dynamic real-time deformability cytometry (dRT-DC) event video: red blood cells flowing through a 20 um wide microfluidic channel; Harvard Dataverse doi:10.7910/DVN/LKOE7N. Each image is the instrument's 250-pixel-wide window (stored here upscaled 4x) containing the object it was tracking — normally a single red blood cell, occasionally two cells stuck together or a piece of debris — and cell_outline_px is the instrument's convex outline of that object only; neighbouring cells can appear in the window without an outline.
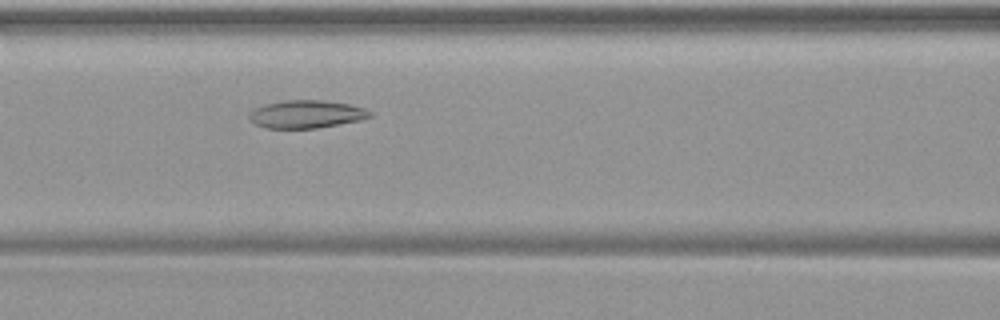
{"species": "common noctule bat (a hibernating species)", "species_latin": "Nyctalus noctula", "temperature_condition": "warm", "stored_images_in_passage": 46, "camera_frame_rate_fps": 3000, "um_per_image_px": 0.085, "animal": {"sex": "female", "body_mass_g": 19.9}, "frame": {"image": 1, "passage_image": 18, "time_ms": 5.667, "image_size_px": [1000, 320], "cell_outline_px": [[372, 116], [360, 120], [316, 128], [264, 128], [256, 124], [248, 116], [248, 112], [264, 104], [284, 100], [324, 100], [348, 104], [364, 108], [372, 112]], "centroid_in_image_um": [26.02, 9.7], "position_along_channel_um": 140.6, "area_um2": 19.54}}
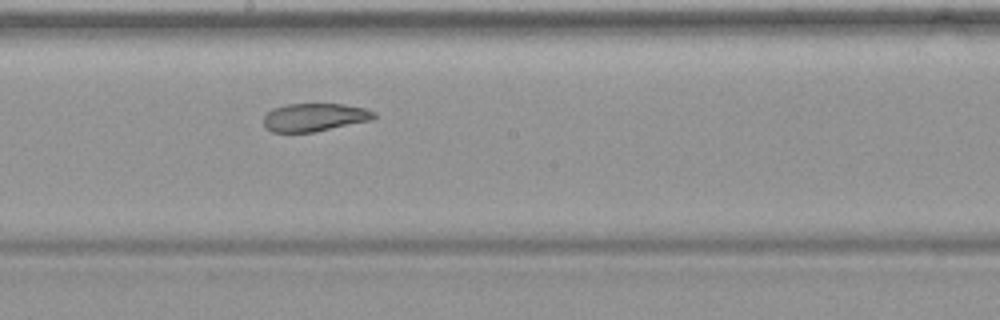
{"frame": {"image": 2, "passage_image": 24, "time_ms": 7.667, "image_size_px": [1000, 320], "cell_outline_px": [[376, 116], [372, 120], [312, 132], [272, 132], [264, 128], [264, 116], [272, 108], [284, 104], [344, 104], [364, 108], [376, 112]], "centroid_in_image_um": [26.71, 9.96], "position_along_channel_um": 221.5, "area_um2": 18.09}}
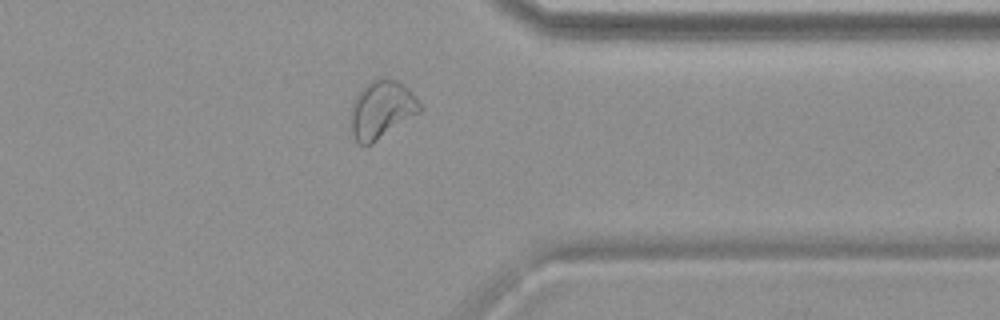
{"frame": {"image": 3, "passage_image": 36, "time_ms": 11.667, "image_size_px": [1000, 320], "cell_outline_px": [[424, 108], [420, 112], [372, 144], [356, 144], [348, 124], [352, 100], [360, 88], [364, 84], [372, 80], [396, 80], [408, 88]], "centroid_in_image_um": [32.37, 9.34], "position_along_channel_um": 379.0, "area_um2": 23.58}}